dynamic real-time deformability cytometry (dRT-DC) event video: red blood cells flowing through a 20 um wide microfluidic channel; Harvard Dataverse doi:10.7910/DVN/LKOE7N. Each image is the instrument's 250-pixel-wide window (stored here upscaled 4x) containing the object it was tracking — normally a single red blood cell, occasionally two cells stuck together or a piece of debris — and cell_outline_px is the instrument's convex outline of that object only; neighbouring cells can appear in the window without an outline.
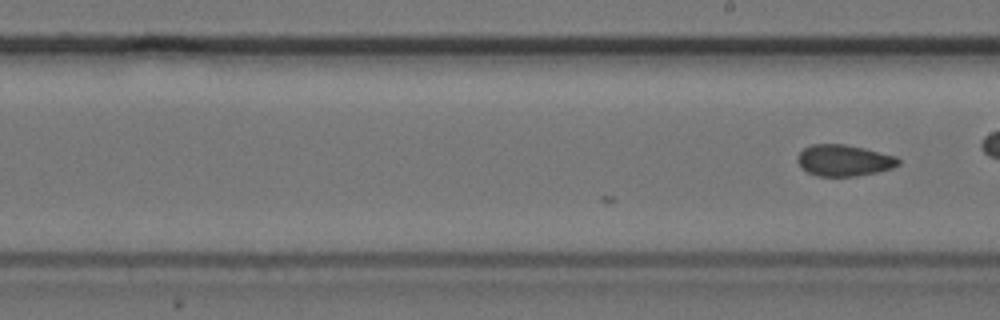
{"species": "common noctule bat (a hibernating species)", "species_latin": "Nyctalus noctula", "temperature_condition": "cold", "stored_images_in_passage": 13, "camera_frame_rate_fps": 3000, "um_per_image_px": 0.085, "animal": {"sex": "female", "body_mass_g": 24.6, "forearm_length_mm": 56.2}, "frame": {"image": 1, "passage_image": 13, "time_ms": 4.0, "image_size_px": [1000, 320], "cell_outline_px": [[900, 164], [892, 168], [876, 172], [856, 176], [820, 176], [808, 172], [796, 160], [796, 156], [804, 148], [812, 144], [844, 144], [864, 148], [896, 156], [900, 160]], "centroid_in_image_um": [71.74, 13.63], "position_along_channel_um": 217.3, "area_um2": 18.32}}